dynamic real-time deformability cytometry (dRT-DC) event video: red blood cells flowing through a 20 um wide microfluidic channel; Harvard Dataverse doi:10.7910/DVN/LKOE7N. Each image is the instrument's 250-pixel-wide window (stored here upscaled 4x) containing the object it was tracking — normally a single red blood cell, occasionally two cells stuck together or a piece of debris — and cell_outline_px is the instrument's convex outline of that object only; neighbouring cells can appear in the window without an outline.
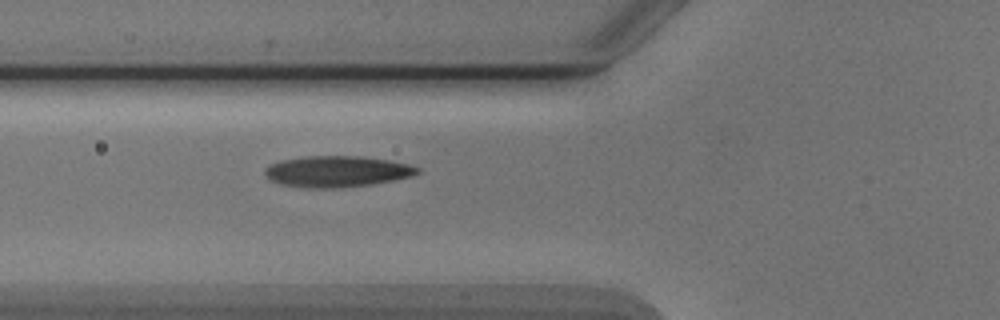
{"species": "Egyptian fruit bat (a non-hibernating species)", "species_latin": "Rousettus aegyptiacus", "temperature_condition": "cold", "stored_images_in_passage": 2, "camera_frame_rate_fps": 3000, "um_per_image_px": 0.085, "animal": {"sex": "male"}, "frame": {"image": 1, "passage_image": 2, "time_ms": 1.0, "image_size_px": [1000, 320], "cell_outline_px": [[420, 172], [412, 176], [372, 184], [344, 188], [304, 188], [284, 184], [272, 180], [264, 172], [264, 168], [268, 164], [280, 160], [304, 156], [360, 156], [388, 160], [408, 164], [420, 168]], "centroid_in_image_um": [28.63, 14.57], "position_along_channel_um": 97.2, "area_um2": 27.74}}